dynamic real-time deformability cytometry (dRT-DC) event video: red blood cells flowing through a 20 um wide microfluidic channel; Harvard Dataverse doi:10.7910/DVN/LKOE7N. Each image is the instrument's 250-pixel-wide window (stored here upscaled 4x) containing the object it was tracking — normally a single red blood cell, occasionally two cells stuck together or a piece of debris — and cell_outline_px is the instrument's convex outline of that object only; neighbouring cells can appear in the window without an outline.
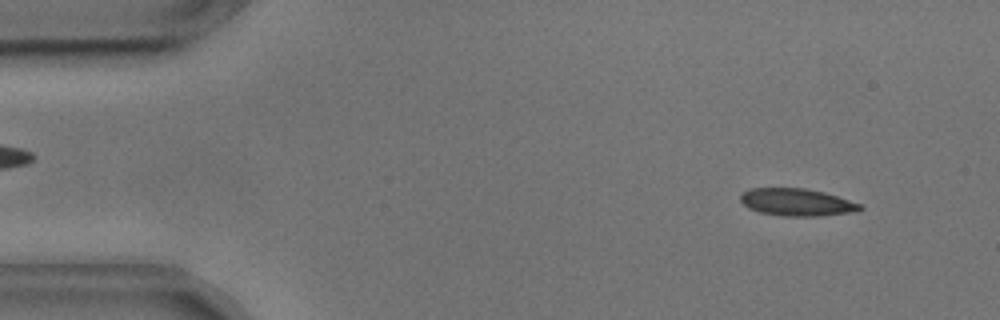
{"species": "common noctule bat (a hibernating species)", "species_latin": "Nyctalus noctula", "temperature_condition": "cold", "stored_images_in_passage": 54, "camera_frame_rate_fps": 3000, "um_per_image_px": 0.085, "animal": {"sex": "male", "body_mass_g": 17.9, "forearm_length_mm": 54.2}, "frame": {"image": 1, "passage_image": 4, "time_ms": 1.0, "image_size_px": [1000, 320], "cell_outline_px": [[864, 208], [856, 212], [820, 216], [784, 216], [760, 212], [748, 208], [740, 200], [740, 192], [752, 188], [804, 188], [824, 192], [860, 204]], "centroid_in_image_um": [67.71, 17.19], "position_along_channel_um": 17.3, "area_um2": 19.07}}
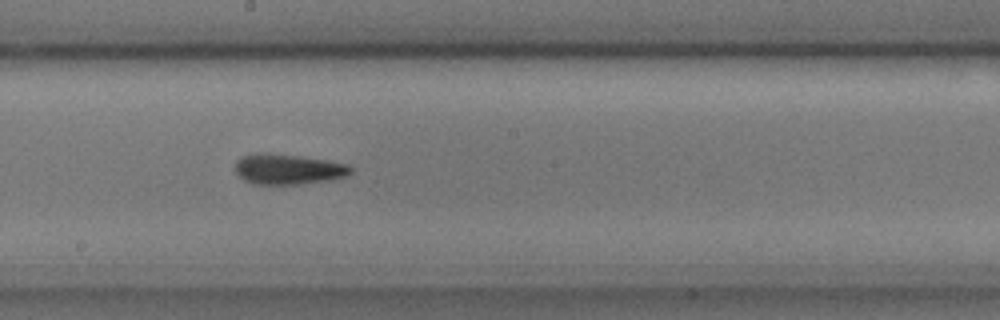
{"frame": {"image": 2, "passage_image": 28, "time_ms": 9.0, "image_size_px": [1000, 320], "cell_outline_px": [[352, 172], [348, 176], [332, 180], [300, 184], [252, 184], [244, 180], [236, 172], [236, 160], [240, 156], [256, 152], [268, 152], [328, 160], [348, 164], [352, 168]], "centroid_in_image_um": [24.5, 14.37], "position_along_channel_um": 223.7, "area_um2": 20.81}}
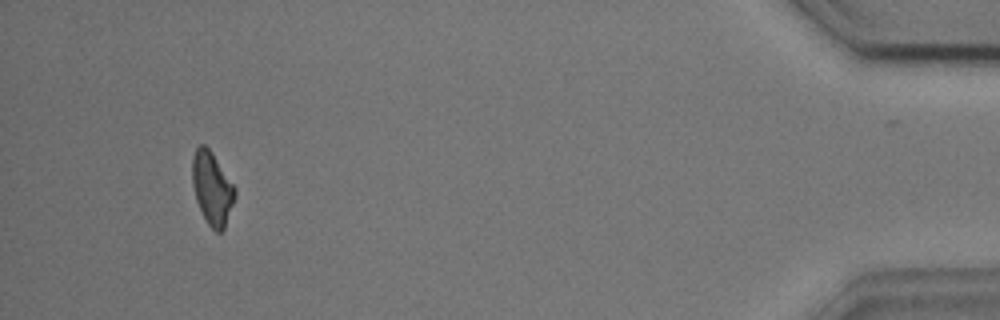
{"frame": {"image": 3, "passage_image": 50, "time_ms": 16.333, "image_size_px": [1000, 320], "cell_outline_px": [[236, 196], [224, 228], [220, 232], [216, 232], [208, 224], [196, 200], [192, 184], [192, 156], [196, 148], [200, 144], [204, 144], [212, 152], [236, 188]], "centroid_in_image_um": [18.03, 15.98], "position_along_channel_um": 417.2, "area_um2": 18.03}, "authors_computed_cell_mechanics": {"area_um2": 19.074, "velocity_mm_per_s": 3.6356, "shape_relaxation_time_tau1_ms": 5.1652, "shape_relaxation_time_tau2_ms": 2.5913, "deformation_change_tau1": 0.1293, "deformation_change_tau2": 0.1039}}